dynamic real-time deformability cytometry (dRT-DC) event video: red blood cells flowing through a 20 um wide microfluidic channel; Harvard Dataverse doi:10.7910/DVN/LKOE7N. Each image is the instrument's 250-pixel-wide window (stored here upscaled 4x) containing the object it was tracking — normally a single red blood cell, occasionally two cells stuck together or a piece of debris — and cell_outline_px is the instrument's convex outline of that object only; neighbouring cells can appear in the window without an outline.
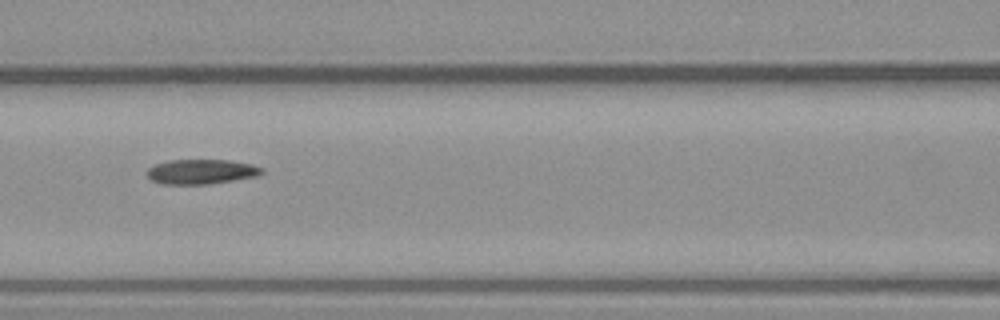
{"species": "common noctule bat (a hibernating species)", "species_latin": "Nyctalus noctula", "temperature_condition": "warm", "stored_images_in_passage": 8, "camera_frame_rate_fps": 3000, "um_per_image_px": 0.085, "animal": {"sex": "male", "body_mass_g": 23.1, "forearm_length_mm": 52.7}, "frame": {"image": 1, "passage_image": 6, "time_ms": 6.667, "image_size_px": [1000, 320], "cell_outline_px": [[264, 172], [256, 176], [208, 184], [160, 184], [152, 180], [144, 172], [148, 168], [156, 164], [168, 160], [228, 160], [252, 164], [264, 168]], "centroid_in_image_um": [17.08, 14.59], "position_along_channel_um": 149.5, "area_um2": 16.59}}
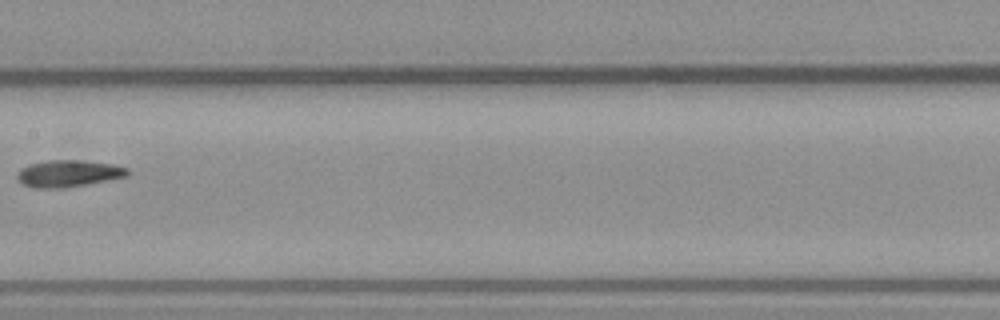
{"frame": {"image": 2, "passage_image": 7, "time_ms": 8.0, "image_size_px": [1000, 320], "cell_outline_px": [[132, 172], [128, 176], [64, 188], [36, 188], [24, 184], [16, 176], [16, 172], [20, 168], [28, 164], [48, 160], [80, 160], [112, 164], [128, 168]], "centroid_in_image_um": [5.82, 14.73], "position_along_channel_um": 201.6, "area_um2": 17.28}}
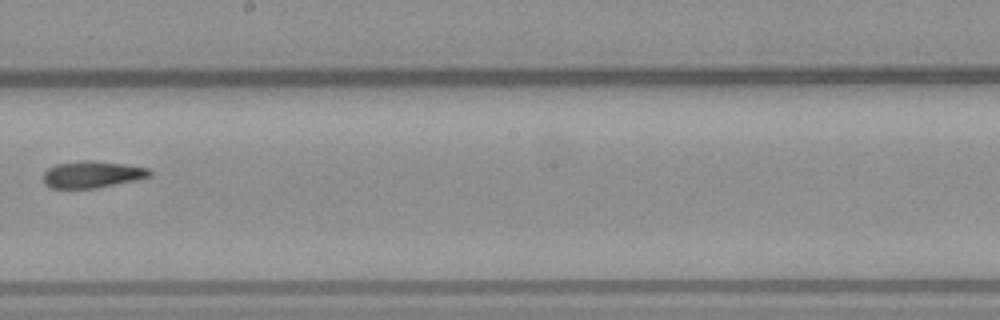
{"frame": {"image": 3, "passage_image": 8, "time_ms": 9.0, "image_size_px": [1000, 320], "cell_outline_px": [[152, 176], [136, 180], [96, 188], [52, 188], [44, 184], [44, 172], [48, 168], [56, 164], [80, 160], [96, 160], [124, 164], [148, 168], [152, 172]], "centroid_in_image_um": [7.84, 14.81], "position_along_channel_um": 240.4, "area_um2": 16.7}}